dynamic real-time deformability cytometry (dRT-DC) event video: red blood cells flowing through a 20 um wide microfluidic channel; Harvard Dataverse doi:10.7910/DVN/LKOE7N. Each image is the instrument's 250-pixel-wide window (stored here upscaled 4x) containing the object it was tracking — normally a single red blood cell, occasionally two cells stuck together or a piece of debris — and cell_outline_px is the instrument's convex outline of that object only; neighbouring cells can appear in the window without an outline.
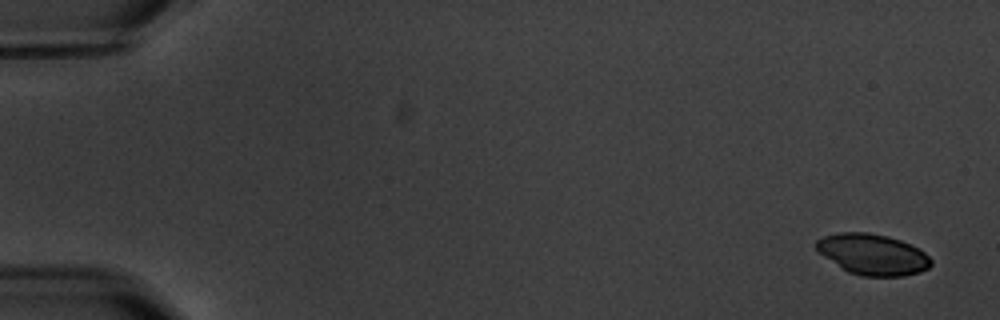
{"species": "common noctule bat (a hibernating species)", "species_latin": "Nyctalus noctula", "temperature_condition": "warm", "stored_images_in_passage": 4, "camera_frame_rate_fps": 3000, "um_per_image_px": 0.085, "animal": {"sex": "male", "body_mass_g": 20.1, "forearm_length_mm": 53.5}, "frame": {"image": 1, "passage_image": 1, "time_ms": 0.0, "image_size_px": [1000, 320], "cell_outline_px": [[932, 264], [928, 268], [920, 272], [904, 276], [860, 276], [848, 272], [824, 256], [816, 248], [816, 240], [824, 236], [840, 232], [868, 232], [888, 236], [900, 240], [920, 248], [932, 260]], "centroid_in_image_um": [74.2, 21.62], "position_along_channel_um": 10.8, "area_um2": 27.34}}